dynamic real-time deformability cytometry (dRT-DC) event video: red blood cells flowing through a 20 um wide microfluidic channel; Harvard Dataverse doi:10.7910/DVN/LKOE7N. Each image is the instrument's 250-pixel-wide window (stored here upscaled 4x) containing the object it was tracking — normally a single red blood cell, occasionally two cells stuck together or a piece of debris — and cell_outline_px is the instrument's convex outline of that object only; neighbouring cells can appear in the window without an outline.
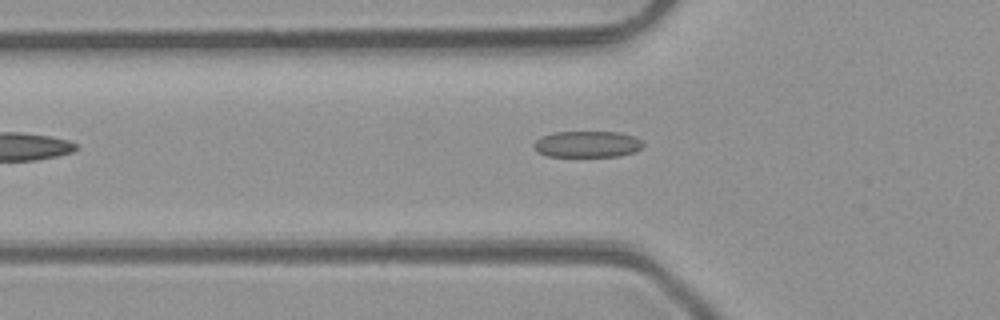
{"species": "common noctule bat (a hibernating species)", "species_latin": "Nyctalus noctula", "temperature_condition": "room temperature", "stored_images_in_passage": 5, "camera_frame_rate_fps": 3000, "um_per_image_px": 0.085, "animal": {"sex": "male", "body_mass_g": 23.1, "forearm_length_mm": 52.7}, "frame": {"image": 1, "passage_image": 5, "time_ms": 5.333, "image_size_px": [1000, 320], "cell_outline_px": [[644, 144], [636, 152], [620, 156], [548, 156], [536, 152], [532, 148], [532, 144], [540, 136], [552, 132], [620, 132], [636, 136], [644, 140]], "centroid_in_image_um": [49.92, 12.25], "position_along_channel_um": 75.9, "area_um2": 17.17}}